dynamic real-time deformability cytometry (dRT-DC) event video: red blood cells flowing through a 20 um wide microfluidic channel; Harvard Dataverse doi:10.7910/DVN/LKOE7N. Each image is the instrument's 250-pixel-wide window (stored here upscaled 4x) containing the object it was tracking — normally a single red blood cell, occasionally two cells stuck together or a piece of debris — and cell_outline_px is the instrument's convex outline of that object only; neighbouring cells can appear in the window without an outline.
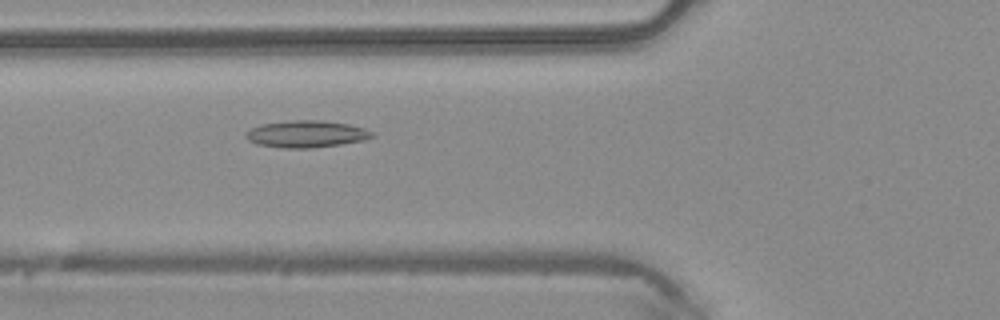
{"species": "common noctule bat (a hibernating species)", "species_latin": "Nyctalus noctula", "temperature_condition": "warm", "stored_images_in_passage": 50, "camera_frame_rate_fps": 3000, "um_per_image_px": 0.085, "animal": {"sex": "male", "body_mass_g": 20.4}, "frame": {"image": 1, "passage_image": 19, "time_ms": 6.0, "image_size_px": [1000, 320], "cell_outline_px": [[372, 136], [364, 140], [340, 144], [312, 148], [284, 148], [256, 144], [248, 140], [244, 136], [244, 132], [260, 124], [292, 120], [320, 120], [348, 124], [364, 128], [372, 132]], "centroid_in_image_um": [25.98, 11.39], "position_along_channel_um": 99.8, "area_um2": 19.77}}
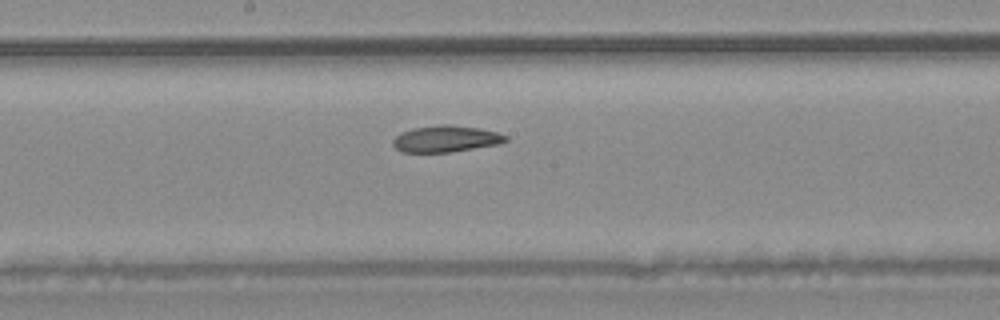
{"frame": {"image": 2, "passage_image": 27, "time_ms": 8.667, "image_size_px": [1000, 320], "cell_outline_px": [[508, 140], [500, 144], [452, 152], [400, 152], [392, 144], [392, 140], [400, 132], [412, 128], [440, 124], [448, 124], [480, 128], [496, 132], [508, 136]], "centroid_in_image_um": [37.89, 11.8], "position_along_channel_um": 210.3, "area_um2": 17.63}}
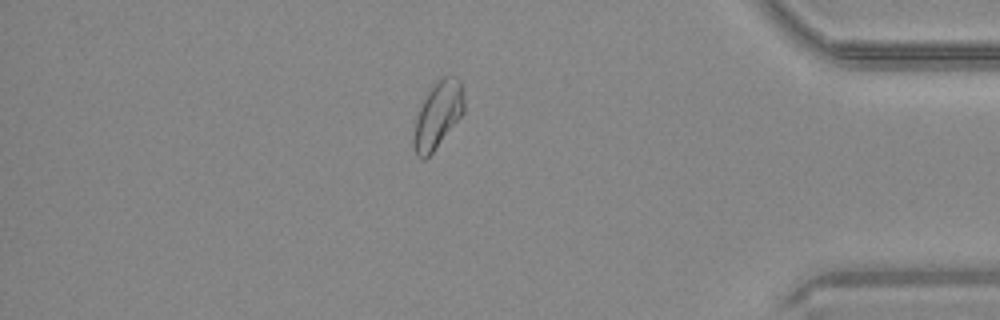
{"frame": {"image": 3, "passage_image": 43, "time_ms": 14.0, "image_size_px": [1000, 320], "cell_outline_px": [[464, 112], [432, 152], [424, 160], [420, 160], [416, 156], [412, 144], [412, 140], [416, 120], [420, 108], [432, 84], [440, 76], [456, 76], [460, 80], [464, 100]], "centroid_in_image_um": [37.2, 9.76], "position_along_channel_um": 398.0, "area_um2": 19.42}, "authors_computed_cell_mechanics": {"area_um2": 19.7965, "velocity_mm_per_s": 4.1375, "shape_relaxation_time_tau1_ms": null, "shape_relaxation_time_tau2_ms": 11.1623, "deformation_change_tau1": null, "deformation_change_tau2": 0.2128}}